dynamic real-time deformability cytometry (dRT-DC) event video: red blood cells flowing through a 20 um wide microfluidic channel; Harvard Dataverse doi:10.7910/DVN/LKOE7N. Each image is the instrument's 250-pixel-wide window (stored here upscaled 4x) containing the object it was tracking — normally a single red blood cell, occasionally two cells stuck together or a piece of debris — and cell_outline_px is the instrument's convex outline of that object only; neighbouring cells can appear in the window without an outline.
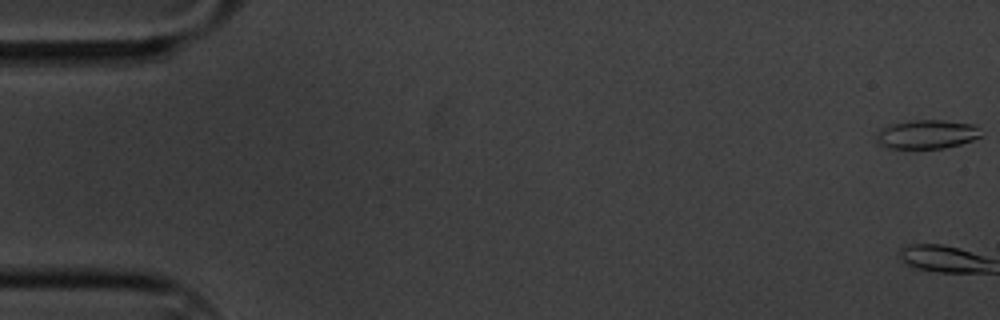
{"species": "common noctule bat (a hibernating species)", "species_latin": "Nyctalus noctula", "temperature_condition": "cold", "stored_images_in_passage": 3, "camera_frame_rate_fps": 3000, "um_per_image_px": 0.085, "animal": {"sex": "male", "body_mass_g": 20.1, "forearm_length_mm": 53.5}, "frame": {"image": 1, "passage_image": 1, "time_ms": 0.0, "image_size_px": [1000, 320], "cell_outline_px": [[980, 136], [972, 140], [960, 144], [944, 148], [888, 148], [876, 144], [876, 136], [880, 128], [912, 120], [944, 120], [976, 124]], "centroid_in_image_um": [78.76, 11.42], "position_along_channel_um": 6.2, "area_um2": 17.51}}